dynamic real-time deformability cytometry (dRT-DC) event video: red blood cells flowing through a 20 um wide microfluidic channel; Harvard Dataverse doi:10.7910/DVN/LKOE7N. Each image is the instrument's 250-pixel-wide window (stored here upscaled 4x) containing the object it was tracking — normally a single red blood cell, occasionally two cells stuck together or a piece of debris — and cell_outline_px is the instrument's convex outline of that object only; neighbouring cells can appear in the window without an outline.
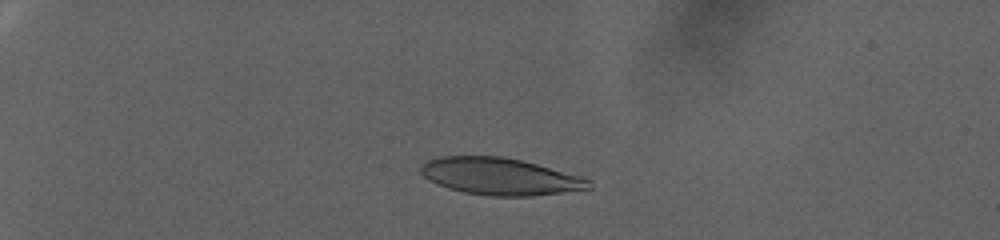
{"species": "human", "species_latin": "Homo sapiens", "temperature_condition": "warm", "stored_images_in_passage": 67, "camera_frame_rate_fps": 3000, "um_per_image_px": 0.085, "donor": {"sex": "female"}, "frame": {"image": 1, "passage_image": 5, "time_ms": 1.333, "image_size_px": [1000, 240], "cell_outline_px": [[592, 188], [532, 196], [492, 196], [464, 192], [448, 188], [428, 180], [420, 172], [420, 164], [428, 160], [440, 156], [500, 156], [520, 160], [536, 164], [580, 176], [588, 180]], "centroid_in_image_um": [42.44, 14.99], "position_along_channel_um": 42.6, "area_um2": 35.95}}
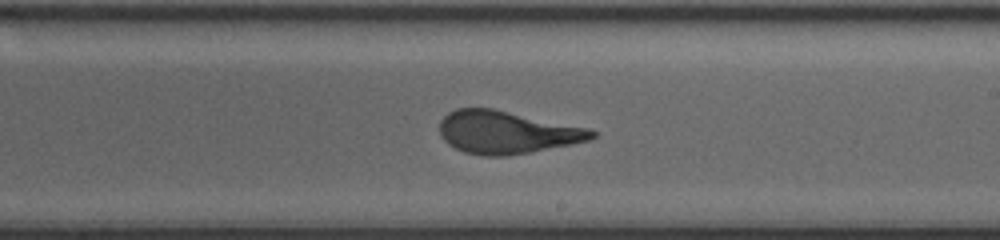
{"frame": {"image": 2, "passage_image": 38, "time_ms": 12.333, "image_size_px": [1000, 240], "cell_outline_px": [[596, 136], [588, 140], [572, 144], [532, 152], [508, 156], [484, 156], [464, 152], [448, 144], [440, 136], [440, 120], [448, 112], [456, 108], [492, 108], [588, 128], [596, 132]], "centroid_in_image_um": [43.04, 11.25], "position_along_channel_um": 246.0, "area_um2": 37.86}}
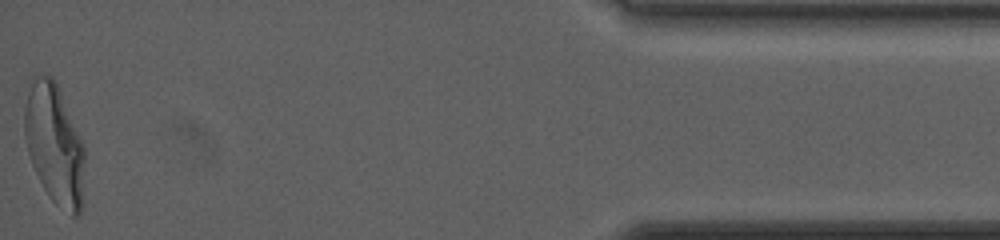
{"frame": {"image": 3, "passage_image": 67, "time_ms": 22.0, "image_size_px": [1000, 240], "cell_outline_px": [[84, 204], [80, 212], [76, 216], [72, 216], [56, 204], [48, 196], [32, 164], [28, 152], [24, 136], [24, 108], [28, 92], [36, 76], [44, 72], [52, 76], [60, 88], [84, 144]], "centroid_in_image_um": [4.66, 12.27], "position_along_channel_um": 430.5, "area_um2": 42.66}, "authors_computed_cell_mechanics": {"area_um2": 38.0324, "velocity_mm_per_s": 2.5687, "shape_relaxation_time_tau1_ms": 7.9679, "shape_relaxation_time_tau2_ms": 1.2462, "deformation_change_tau1": 0.2854, "deformation_change_tau2": 0.0878}}